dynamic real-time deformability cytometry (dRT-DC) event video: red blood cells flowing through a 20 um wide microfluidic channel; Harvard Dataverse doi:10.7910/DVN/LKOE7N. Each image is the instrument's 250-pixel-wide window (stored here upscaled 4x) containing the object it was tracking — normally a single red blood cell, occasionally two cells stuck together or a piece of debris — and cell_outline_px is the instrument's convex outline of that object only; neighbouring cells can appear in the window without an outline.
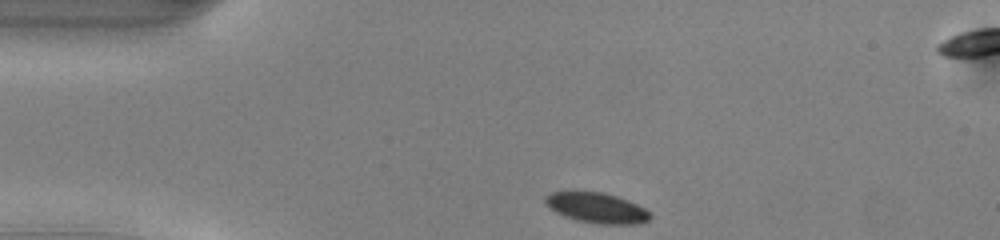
{"species": "common noctule bat (a hibernating species)", "species_latin": "Nyctalus noctula", "temperature_condition": "warm", "stored_images_in_passage": 42, "segment_of_instrument_passage": [1, 2], "camera_frame_rate_fps": 3000, "um_per_image_px": 0.085, "animal": {"sex": "male", "body_mass_g": 13.0, "forearm_length_mm": 53.1}, "frame": {"image": 1, "passage_image": 1, "time_ms": 0.0, "image_size_px": [1000, 240], "cell_outline_px": [[652, 216], [648, 220], [640, 224], [600, 224], [576, 220], [564, 216], [548, 208], [544, 204], [544, 196], [552, 192], [572, 188], [604, 192], [628, 200], [644, 208]], "centroid_in_image_um": [50.63, 17.62], "position_along_channel_um": 34.4, "area_um2": 19.31}}
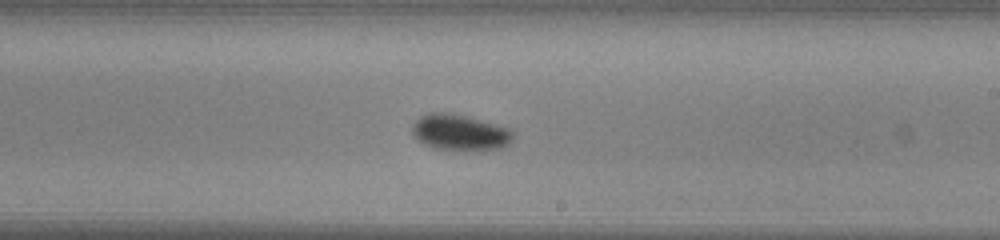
{"frame": {"image": 2, "passage_image": 20, "time_ms": 6.333, "image_size_px": [1000, 240], "cell_outline_px": [[516, 136], [508, 144], [500, 148], [468, 152], [432, 148], [416, 140], [412, 136], [412, 124], [420, 116], [432, 112], [444, 112], [464, 116], [496, 124], [508, 128]], "centroid_in_image_um": [39.06, 11.29], "position_along_channel_um": 249.9, "area_um2": 21.56}}
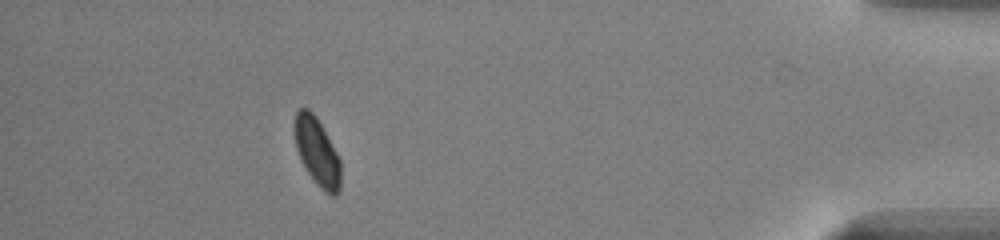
{"frame": {"image": 3, "passage_image": 36, "time_ms": 11.667, "image_size_px": [1000, 240], "cell_outline_px": [[340, 188], [336, 196], [332, 196], [320, 188], [316, 184], [300, 160], [296, 148], [292, 128], [292, 124], [296, 112], [300, 108], [308, 108], [316, 116], [336, 152], [340, 160]], "centroid_in_image_um": [26.91, 12.88], "position_along_channel_um": 408.3, "area_um2": 18.38}}